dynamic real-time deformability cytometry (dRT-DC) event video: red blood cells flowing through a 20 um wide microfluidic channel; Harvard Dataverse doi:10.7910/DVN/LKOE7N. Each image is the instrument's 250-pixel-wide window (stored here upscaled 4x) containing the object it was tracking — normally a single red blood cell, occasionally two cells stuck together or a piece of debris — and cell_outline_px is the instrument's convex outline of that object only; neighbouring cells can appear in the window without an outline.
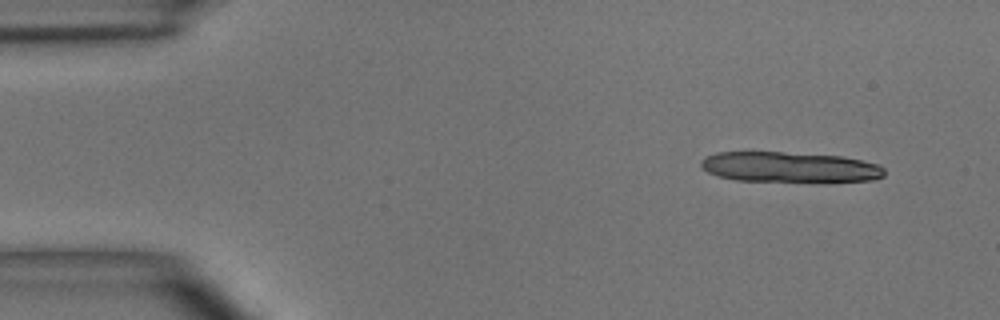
{"species": "common noctule bat (a hibernating species)", "species_latin": "Nyctalus noctula", "temperature_condition": "room temperature", "stored_images_in_passage": 4, "camera_frame_rate_fps": 3000, "um_per_image_px": 0.085, "animal": {"sex": "male", "body_mass_g": 15.6}, "frame": {"image": 1, "passage_image": 1, "time_ms": 0.0, "image_size_px": [1000, 320], "cell_outline_px": [[884, 176], [872, 180], [736, 180], [716, 176], [708, 172], [700, 164], [700, 160], [716, 152], [784, 152], [840, 156], [860, 160], [876, 164], [884, 168]], "centroid_in_image_um": [67.05, 14.18], "position_along_channel_um": 18.0, "area_um2": 31.62}}